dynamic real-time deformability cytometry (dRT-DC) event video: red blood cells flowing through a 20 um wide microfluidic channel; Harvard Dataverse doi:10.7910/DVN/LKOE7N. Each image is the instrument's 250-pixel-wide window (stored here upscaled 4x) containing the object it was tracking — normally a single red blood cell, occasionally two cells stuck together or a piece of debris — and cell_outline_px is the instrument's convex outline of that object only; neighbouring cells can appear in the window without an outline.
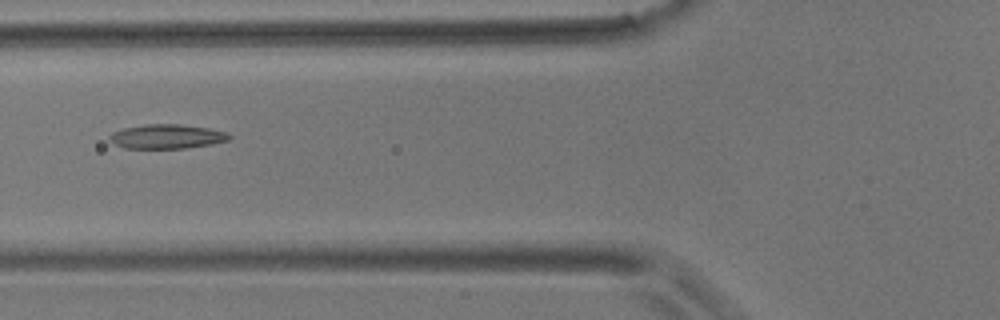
{"species": "common noctule bat (a hibernating species)", "species_latin": "Nyctalus noctula", "temperature_condition": "room temperature", "stored_images_in_passage": 5, "camera_frame_rate_fps": 3000, "um_per_image_px": 0.085, "animal": {"sex": "male", "body_mass_g": 17.9}, "frame": {"image": 1, "passage_image": 4, "time_ms": 3.667, "image_size_px": [1000, 320], "cell_outline_px": [[232, 136], [228, 140], [212, 144], [184, 148], [124, 148], [108, 140], [108, 136], [112, 132], [124, 128], [144, 124], [180, 124], [208, 128], [228, 132]], "centroid_in_image_um": [14.17, 11.59], "position_along_channel_um": 111.6, "area_um2": 16.99}}
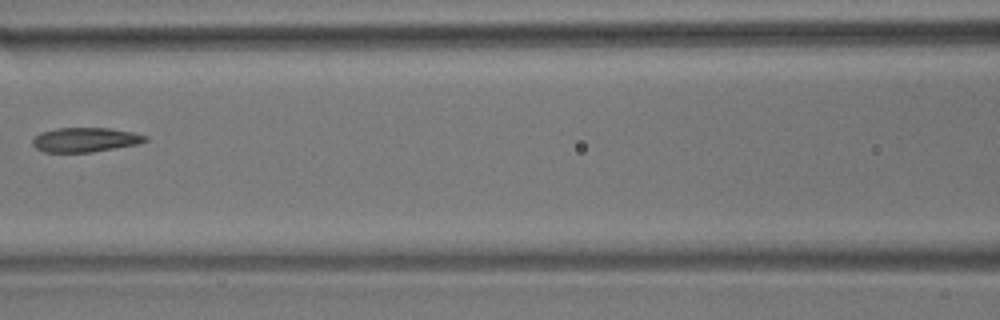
{"frame": {"image": 2, "passage_image": 5, "time_ms": 5.0, "image_size_px": [1000, 320], "cell_outline_px": [[148, 140], [140, 144], [92, 152], [44, 152], [36, 148], [32, 144], [32, 140], [40, 132], [56, 128], [108, 128], [132, 132], [148, 136]], "centroid_in_image_um": [7.26, 11.88], "position_along_channel_um": 159.3, "area_um2": 16.13}}